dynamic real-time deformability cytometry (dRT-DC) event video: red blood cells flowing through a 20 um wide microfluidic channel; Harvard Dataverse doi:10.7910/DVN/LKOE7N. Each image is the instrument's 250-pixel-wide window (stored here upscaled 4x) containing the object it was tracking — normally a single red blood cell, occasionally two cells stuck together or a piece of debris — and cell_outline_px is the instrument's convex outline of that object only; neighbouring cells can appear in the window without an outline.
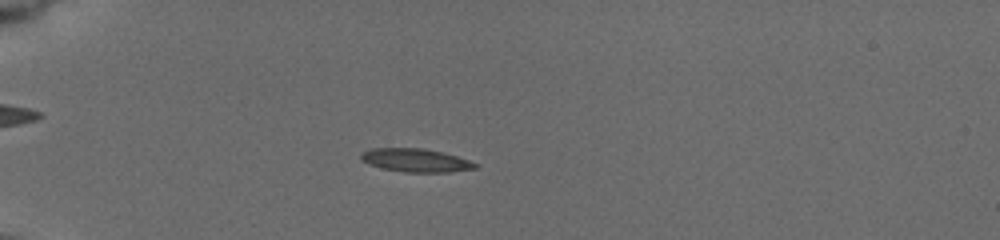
{"species": "common noctule bat (a hibernating species)", "species_latin": "Nyctalus noctula", "temperature_condition": "cold", "stored_images_in_passage": 14, "camera_frame_rate_fps": 3000, "um_per_image_px": 0.085, "animal": {"sex": "female", "body_mass_g": 19.5, "forearm_length_mm": 54.1}, "frame": {"image": 1, "passage_image": 1, "time_ms": 0.0, "image_size_px": [1000, 240], "cell_outline_px": [[480, 164], [476, 168], [448, 172], [404, 172], [380, 168], [368, 164], [360, 160], [360, 156], [364, 152], [372, 148], [424, 148], [456, 156]], "centroid_in_image_um": [35.31, 13.63], "position_along_channel_um": 49.7, "area_um2": 15.49}}
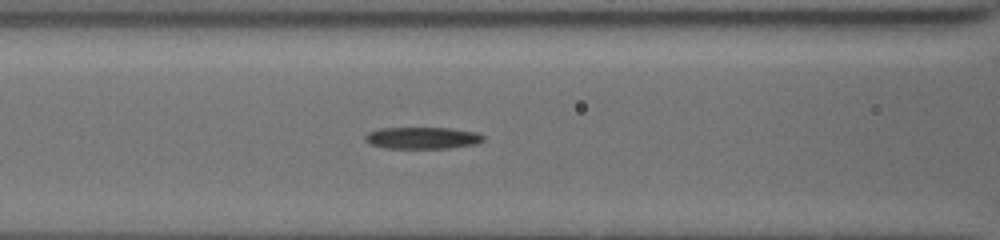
{"frame": {"image": 2, "passage_image": 10, "time_ms": 3.0, "image_size_px": [1000, 240], "cell_outline_px": [[484, 140], [476, 144], [448, 148], [384, 148], [368, 144], [364, 140], [364, 136], [368, 132], [380, 128], [448, 128], [476, 132], [484, 136]], "centroid_in_image_um": [35.86, 11.73], "position_along_channel_um": 130.7, "area_um2": 15.09}}
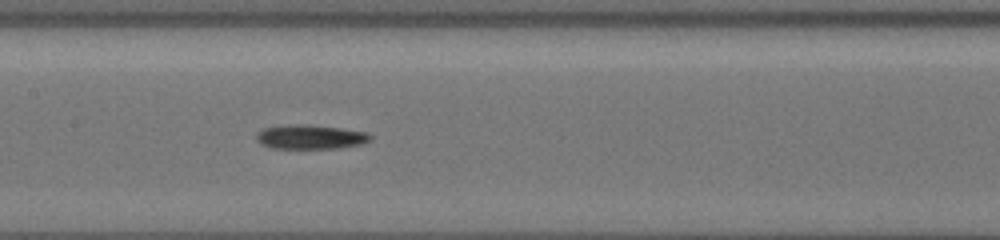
{"frame": {"image": 3, "passage_image": 14, "time_ms": 4.333, "image_size_px": [1000, 240], "cell_outline_px": [[372, 136], [368, 140], [360, 144], [336, 148], [272, 148], [260, 144], [256, 140], [256, 136], [264, 128], [288, 124], [308, 124], [340, 128], [364, 132]], "centroid_in_image_um": [26.33, 11.63], "position_along_channel_um": 181.1, "area_um2": 15.9}}